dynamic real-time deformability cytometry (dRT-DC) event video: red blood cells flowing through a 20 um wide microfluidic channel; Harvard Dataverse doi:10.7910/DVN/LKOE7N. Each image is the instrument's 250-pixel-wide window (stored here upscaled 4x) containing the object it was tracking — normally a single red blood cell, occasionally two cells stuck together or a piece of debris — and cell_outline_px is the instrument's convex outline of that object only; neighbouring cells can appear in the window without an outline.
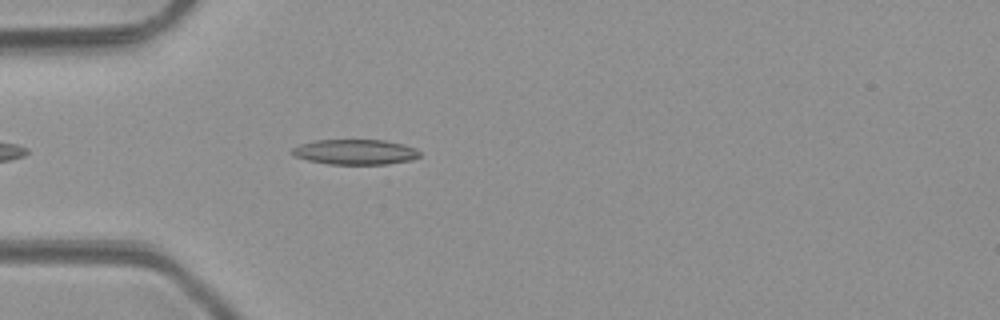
{"species": "common noctule bat (a hibernating species)", "species_latin": "Nyctalus noctula", "temperature_condition": "room temperature", "stored_images_in_passage": 3, "camera_frame_rate_fps": 3000, "um_per_image_px": 0.085, "animal": {"sex": "male", "body_mass_g": 23.1, "forearm_length_mm": 52.7}, "frame": {"image": 1, "passage_image": 3, "time_ms": 3.0, "image_size_px": [1000, 320], "cell_outline_px": [[420, 156], [412, 160], [384, 164], [328, 164], [308, 160], [292, 156], [292, 148], [300, 144], [316, 140], [384, 140], [404, 144], [416, 148], [420, 152]], "centroid_in_image_um": [30.2, 12.91], "position_along_channel_um": 54.8, "area_um2": 18.79}}